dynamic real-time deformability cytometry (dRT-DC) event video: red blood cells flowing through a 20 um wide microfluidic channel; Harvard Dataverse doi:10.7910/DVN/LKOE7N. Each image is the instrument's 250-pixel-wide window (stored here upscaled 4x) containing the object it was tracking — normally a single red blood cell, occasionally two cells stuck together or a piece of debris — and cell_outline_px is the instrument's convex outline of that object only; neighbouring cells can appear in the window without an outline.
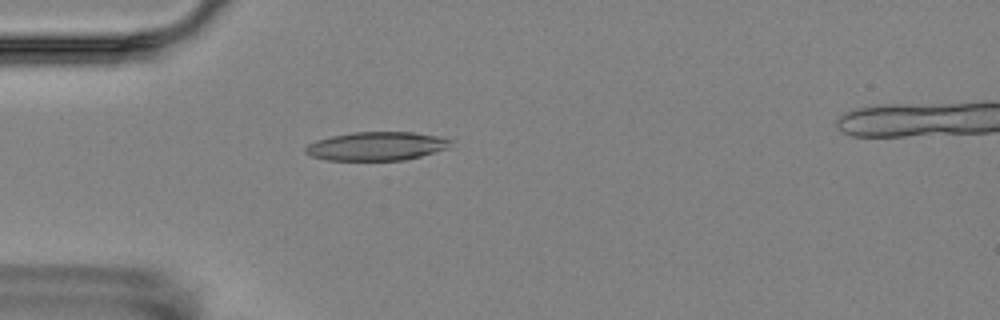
{"species": "Egyptian fruit bat (a non-hibernating species)", "species_latin": "Rousettus aegyptiacus", "temperature_condition": "room temperature", "stored_images_in_passage": 2, "camera_frame_rate_fps": 3000, "um_per_image_px": 0.085, "animal": {"sex": "female"}, "frame": {"image": 1, "passage_image": 1, "time_ms": 0.0, "image_size_px": [1000, 320], "cell_outline_px": [[456, 140], [448, 148], [420, 156], [404, 160], [324, 160], [312, 156], [304, 152], [304, 148], [308, 144], [316, 140], [332, 136], [352, 132], [412, 132], [436, 136]], "centroid_in_image_um": [32.01, 12.42], "position_along_channel_um": 53.0, "area_um2": 24.28}}